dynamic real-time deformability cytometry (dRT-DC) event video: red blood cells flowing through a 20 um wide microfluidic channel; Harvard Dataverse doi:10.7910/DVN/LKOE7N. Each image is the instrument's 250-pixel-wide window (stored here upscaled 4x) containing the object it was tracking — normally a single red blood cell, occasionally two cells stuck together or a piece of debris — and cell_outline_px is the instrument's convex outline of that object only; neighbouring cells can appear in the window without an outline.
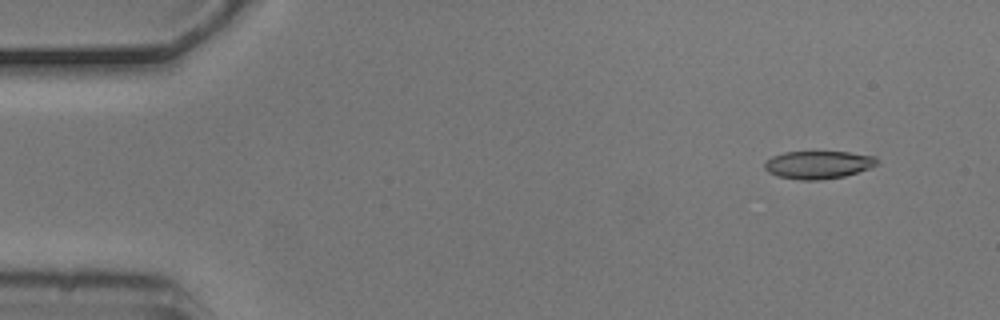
{"species": "common noctule bat (a hibernating species)", "species_latin": "Nyctalus noctula", "temperature_condition": "cold", "stored_images_in_passage": 6, "segment_of_instrument_passage": [2, 2], "camera_frame_rate_fps": 3000, "um_per_image_px": 0.085, "animal": {"sex": "male", "body_mass_g": 20.5, "forearm_length_mm": 52.5}, "frame": {"image": 1, "passage_image": 6, "time_ms": 1.667, "image_size_px": [1000, 320], "cell_outline_px": [[876, 164], [868, 168], [844, 176], [820, 180], [800, 180], [776, 176], [768, 172], [764, 168], [764, 160], [772, 156], [784, 152], [848, 152], [876, 156]], "centroid_in_image_um": [69.47, 14.0], "position_along_channel_um": 15.5, "area_um2": 18.21}}